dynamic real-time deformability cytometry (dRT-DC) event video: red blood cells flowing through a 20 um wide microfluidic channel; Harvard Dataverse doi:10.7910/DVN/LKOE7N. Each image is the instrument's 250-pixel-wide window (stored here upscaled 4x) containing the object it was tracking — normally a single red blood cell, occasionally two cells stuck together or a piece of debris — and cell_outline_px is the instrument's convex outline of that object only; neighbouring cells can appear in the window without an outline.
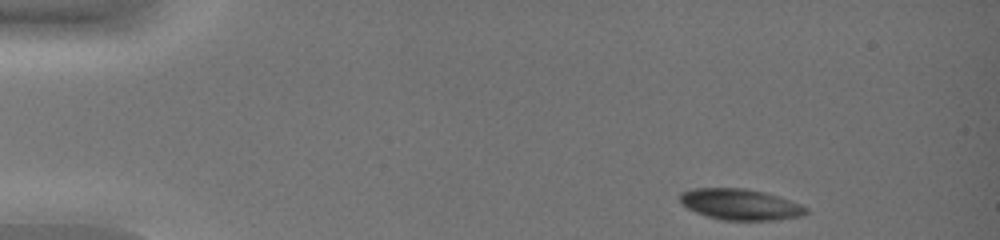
{"species": "common noctule bat (a hibernating species)", "species_latin": "Nyctalus noctula", "temperature_condition": "warm", "stored_images_in_passage": 41, "camera_frame_rate_fps": 3000, "um_per_image_px": 0.085, "animal": {"sex": "female", "body_mass_g": 19.0, "forearm_length_mm": 51.5}, "frame": {"image": 1, "passage_image": 1, "time_ms": 0.0, "image_size_px": [1000, 240], "cell_outline_px": [[808, 212], [800, 216], [776, 220], [720, 220], [696, 212], [688, 208], [680, 200], [680, 192], [692, 188], [744, 188], [764, 192], [800, 204], [808, 208]], "centroid_in_image_um": [62.91, 17.37], "position_along_channel_um": 22.1, "area_um2": 22.6}}
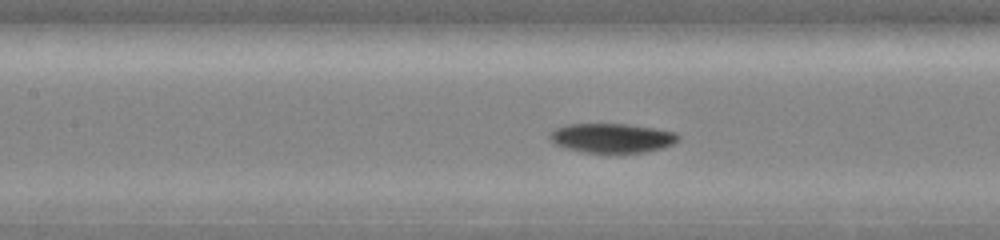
{"frame": {"image": 2, "passage_image": 18, "time_ms": 5.667, "image_size_px": [1000, 240], "cell_outline_px": [[680, 140], [664, 148], [648, 152], [620, 156], [584, 152], [564, 148], [556, 144], [548, 136], [556, 128], [564, 124], [628, 124], [656, 128], [676, 132], [680, 136]], "centroid_in_image_um": [52.08, 11.78], "position_along_channel_um": 155.3, "area_um2": 23.0}}
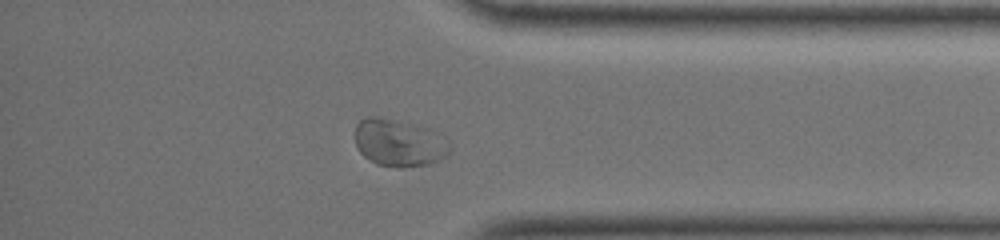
{"frame": {"image": 3, "passage_image": 36, "time_ms": 11.667, "image_size_px": [1000, 240], "cell_outline_px": [[452, 144], [448, 152], [444, 156], [428, 164], [400, 168], [376, 164], [368, 160], [360, 152], [356, 144], [356, 124], [364, 116], [376, 116], [416, 124], [428, 128]], "centroid_in_image_um": [33.88, 12.13], "position_along_channel_um": 401.3, "area_um2": 26.07}, "authors_computed_cell_mechanics": {"area_um2": 22.7732, "velocity_mm_per_s": 4.118, "shape_relaxation_time_tau1_ms": 1.9199, "shape_relaxation_time_tau2_ms": null, "deformation_change_tau1": 0.1058, "deformation_change_tau2": null}}